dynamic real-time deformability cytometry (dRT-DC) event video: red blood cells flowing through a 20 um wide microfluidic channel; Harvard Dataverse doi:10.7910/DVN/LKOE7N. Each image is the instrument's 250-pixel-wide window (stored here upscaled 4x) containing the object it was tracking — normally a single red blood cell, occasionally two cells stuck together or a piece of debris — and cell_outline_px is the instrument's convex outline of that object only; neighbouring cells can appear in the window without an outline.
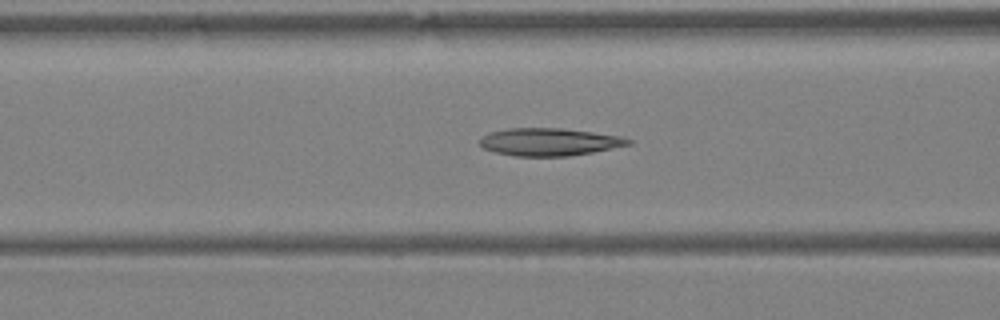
{"species": "Egyptian fruit bat (a non-hibernating species)", "species_latin": "Rousettus aegyptiacus", "temperature_condition": "warm", "stored_images_in_passage": 22, "camera_frame_rate_fps": 3000, "um_per_image_px": 0.085, "animal": {"sex": "female"}, "frame": {"image": 1, "passage_image": 5, "time_ms": 1.333, "image_size_px": [1000, 320], "cell_outline_px": [[632, 144], [592, 152], [568, 156], [516, 156], [496, 152], [484, 148], [480, 144], [480, 136], [492, 132], [508, 128], [560, 128], [624, 136], [632, 140]], "centroid_in_image_um": [46.71, 12.06], "position_along_channel_um": 119.9, "area_um2": 23.81}}
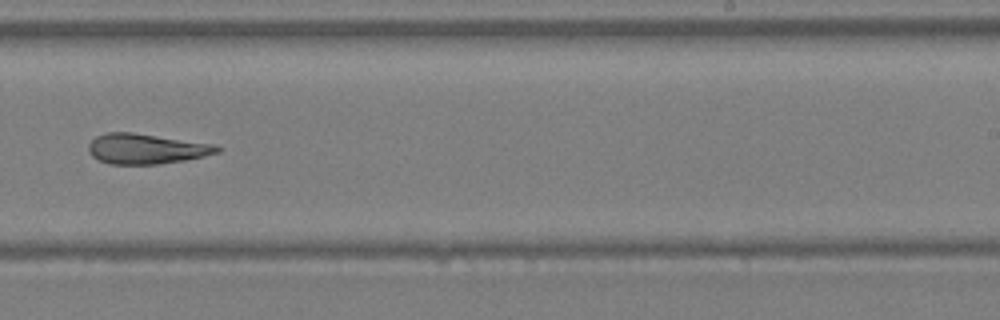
{"frame": {"image": 2, "passage_image": 14, "time_ms": 4.333, "image_size_px": [1000, 320], "cell_outline_px": [[220, 152], [204, 156], [184, 160], [160, 164], [108, 164], [92, 156], [88, 148], [88, 144], [96, 136], [108, 132], [132, 132], [212, 144], [220, 148]], "centroid_in_image_um": [12.4, 12.65], "position_along_channel_um": 276.6, "area_um2": 22.43}}
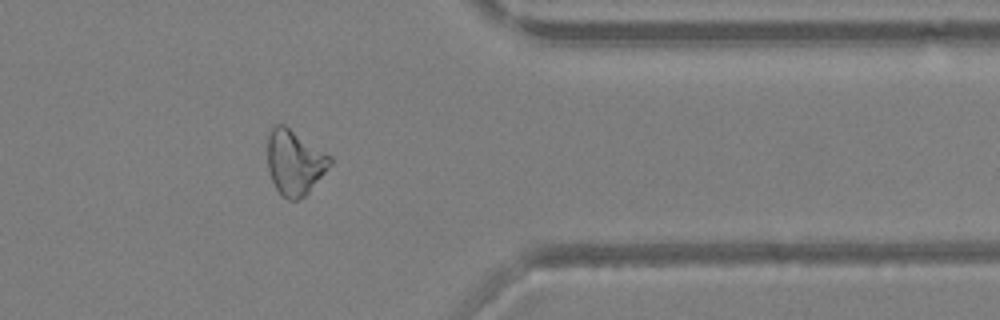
{"frame": {"image": 3, "passage_image": 21, "time_ms": 6.667, "image_size_px": [1000, 320], "cell_outline_px": [[332, 164], [308, 192], [304, 196], [296, 200], [288, 200], [276, 188], [272, 180], [268, 168], [268, 136], [272, 124], [284, 124], [332, 156]], "centroid_in_image_um": [25.05, 13.77], "position_along_channel_um": 386.4, "area_um2": 23.58}}